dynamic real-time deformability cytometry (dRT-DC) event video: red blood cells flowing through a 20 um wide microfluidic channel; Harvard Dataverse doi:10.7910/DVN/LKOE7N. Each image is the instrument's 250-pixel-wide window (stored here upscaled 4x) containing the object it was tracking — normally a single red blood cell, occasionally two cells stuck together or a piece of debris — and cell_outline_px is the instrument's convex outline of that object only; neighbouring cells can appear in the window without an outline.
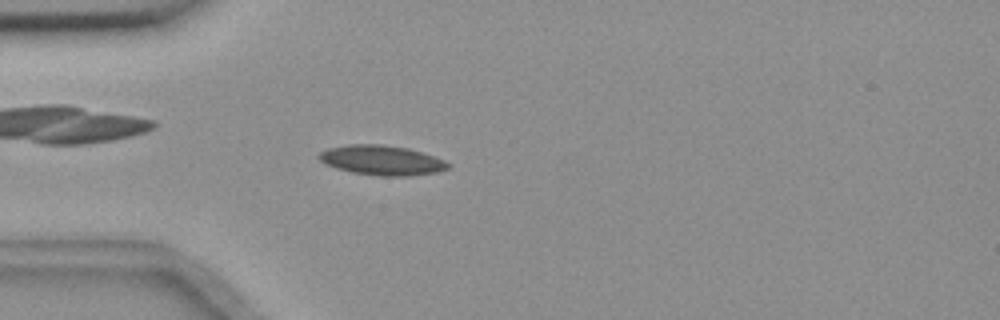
{"species": "common noctule bat (a hibernating species)", "species_latin": "Nyctalus noctula", "temperature_condition": "room temperature", "stored_images_in_passage": 48, "camera_frame_rate_fps": 3000, "um_per_image_px": 0.085, "animal": {"sex": "female", "body_mass_g": 18.4}, "frame": {"image": 1, "passage_image": 15, "time_ms": 4.667, "image_size_px": [1000, 320], "cell_outline_px": [[452, 164], [448, 168], [436, 172], [408, 176], [380, 176], [352, 172], [336, 168], [324, 164], [316, 156], [320, 152], [328, 148], [348, 144], [380, 144], [408, 148], [444, 160]], "centroid_in_image_um": [32.41, 13.62], "position_along_channel_um": 52.6, "area_um2": 22.37}}
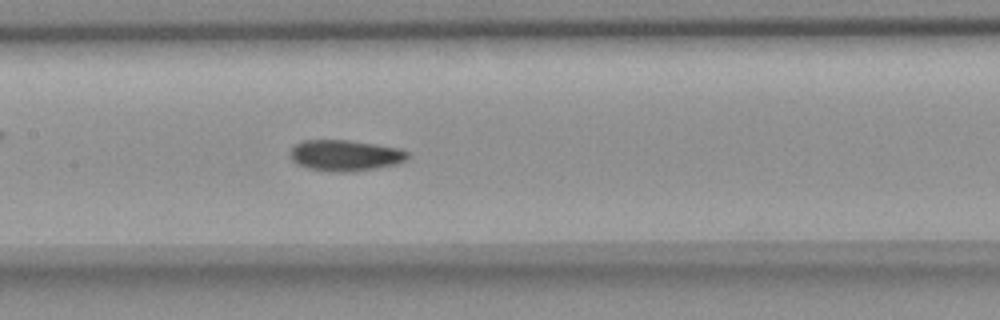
{"frame": {"image": 2, "passage_image": 26, "time_ms": 8.333, "image_size_px": [1000, 320], "cell_outline_px": [[408, 156], [404, 160], [396, 164], [376, 168], [348, 172], [328, 172], [308, 168], [296, 164], [292, 160], [292, 148], [296, 144], [304, 140], [348, 140], [376, 144], [400, 148], [408, 152]], "centroid_in_image_um": [29.34, 13.21], "position_along_channel_um": 178.1, "area_um2": 21.15}}
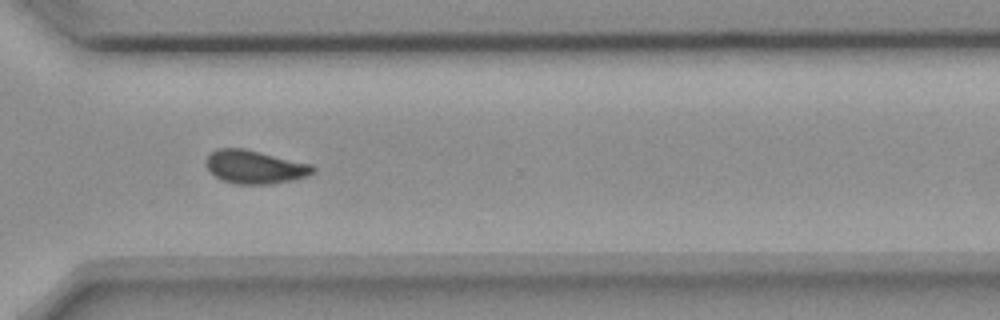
{"frame": {"image": 3, "passage_image": 40, "time_ms": 13.0, "image_size_px": [1000, 320], "cell_outline_px": [[316, 168], [308, 176], [292, 180], [272, 184], [236, 184], [224, 180], [216, 176], [208, 168], [204, 160], [216, 148], [244, 148], [312, 164]], "centroid_in_image_um": [21.67, 14.18], "position_along_channel_um": 348.9, "area_um2": 20.69}, "authors_computed_cell_mechanics": {"area_um2": 20.808, "velocity_mm_per_s": 3.665, "shape_relaxation_time_tau1_ms": 8.684, "shape_relaxation_time_tau2_ms": 3.8589, "deformation_change_tau1": 0.1508, "deformation_change_tau2": 0.0613}}